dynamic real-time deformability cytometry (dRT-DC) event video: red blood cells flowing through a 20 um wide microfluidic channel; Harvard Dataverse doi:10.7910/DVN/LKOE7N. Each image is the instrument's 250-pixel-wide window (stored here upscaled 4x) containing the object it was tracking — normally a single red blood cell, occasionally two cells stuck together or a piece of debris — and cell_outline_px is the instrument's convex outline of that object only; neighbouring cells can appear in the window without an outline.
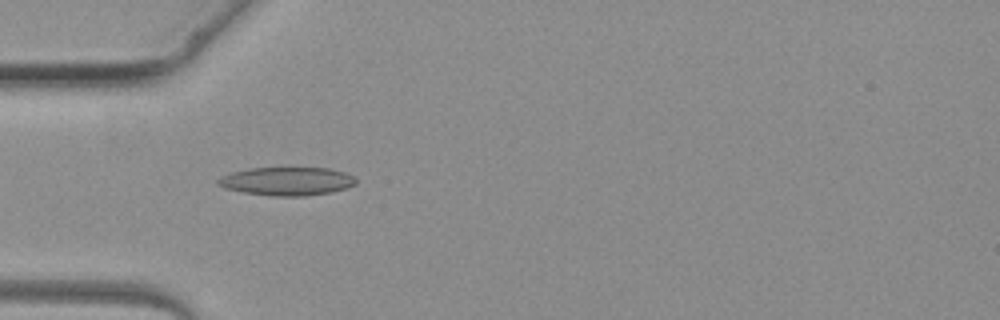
{"species": "common noctule bat (a hibernating species)", "species_latin": "Nyctalus noctula", "temperature_condition": "warm", "stored_images_in_passage": 1, "camera_frame_rate_fps": 3000, "um_per_image_px": 0.085, "animal": {"sex": "female", "body_mass_g": 19.3, "forearm_length_mm": 54.1}, "frame": {"image": 1, "passage_image": 1, "time_ms": 0.0, "image_size_px": [1000, 320], "cell_outline_px": [[356, 184], [348, 188], [332, 192], [304, 196], [272, 196], [244, 192], [224, 188], [216, 184], [216, 180], [220, 176], [232, 172], [248, 168], [328, 168], [344, 172], [352, 176], [356, 180]], "centroid_in_image_um": [24.37, 15.41], "position_along_channel_um": 60.6, "area_um2": 22.89}}